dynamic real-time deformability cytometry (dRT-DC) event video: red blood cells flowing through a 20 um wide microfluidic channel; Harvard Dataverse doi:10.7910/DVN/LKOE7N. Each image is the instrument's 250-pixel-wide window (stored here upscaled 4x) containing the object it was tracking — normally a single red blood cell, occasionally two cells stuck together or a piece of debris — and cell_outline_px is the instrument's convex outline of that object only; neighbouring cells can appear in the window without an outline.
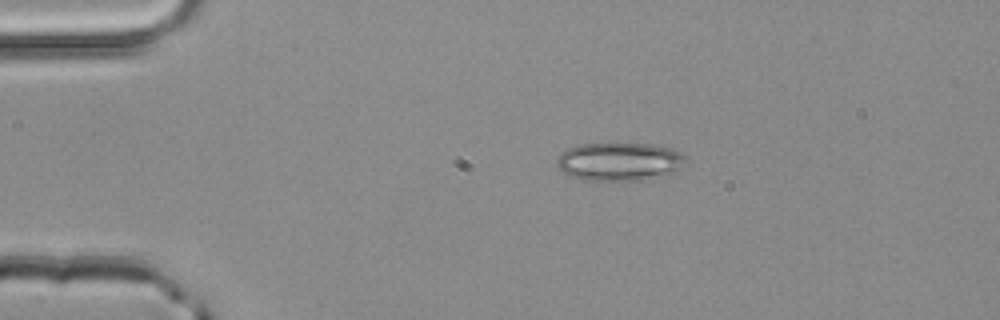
{"species": "common noctule bat (a hibernating species)", "species_latin": "Nyctalus noctula", "temperature_condition": "room temperature", "stored_images_in_passage": 2, "camera_frame_rate_fps": 3000, "um_per_image_px": 0.085, "animal": {"sex": "male", "body_mass_g": 20.4}, "frame": {"image": 1, "passage_image": 1, "time_ms": 0.0, "image_size_px": [1000, 320], "cell_outline_px": [[688, 164], [672, 172], [640, 180], [584, 180], [572, 176], [564, 172], [556, 164], [556, 160], [568, 148], [580, 144], [652, 144], [672, 148], [688, 156]], "centroid_in_image_um": [52.71, 13.72], "position_along_channel_um": 32.3, "area_um2": 28.55}}